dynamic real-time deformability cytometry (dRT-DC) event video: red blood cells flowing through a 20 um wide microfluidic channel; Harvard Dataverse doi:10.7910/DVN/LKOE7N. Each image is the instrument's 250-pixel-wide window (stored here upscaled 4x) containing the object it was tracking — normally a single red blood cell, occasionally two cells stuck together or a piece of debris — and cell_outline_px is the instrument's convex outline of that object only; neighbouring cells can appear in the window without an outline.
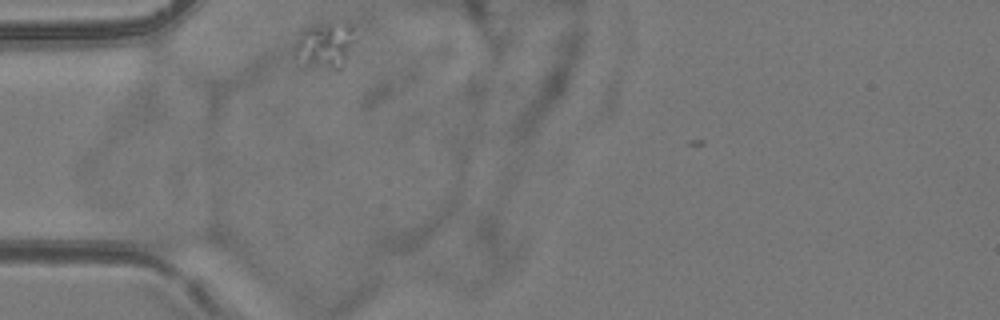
{"species": "common noctule bat (a hibernating species)", "species_latin": "Nyctalus noctula", "temperature_condition": "room temperature", "stored_images_in_passage": 12, "camera_frame_rate_fps": 3000, "um_per_image_px": 0.085, "animal": {"sex": "female", "body_mass_g": 24.6, "forearm_length_mm": 56.2}, "frame": {"image": 1, "passage_image": 1, "time_ms": 0.0, "image_size_px": [1000, 320], "cell_outline_px": [[356, 40], [344, 68], [336, 68], [308, 64], [296, 48], [296, 44], [300, 28], [332, 24], [352, 24]], "centroid_in_image_um": [27.76, 3.79], "position_along_channel_um": 57.2, "area_um2": 15.37}}
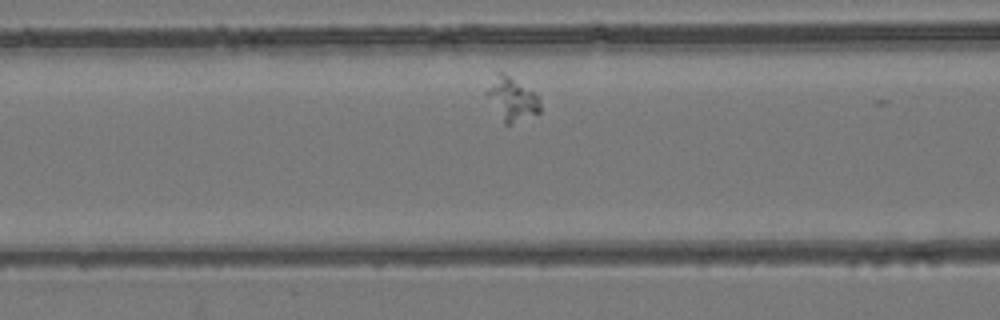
{"frame": {"image": 2, "passage_image": 7, "time_ms": 2.0, "image_size_px": [1000, 320], "cell_outline_px": [[540, 112], [508, 124], [504, 124], [484, 96], [484, 92], [496, 72], [500, 72], [508, 76], [532, 92], [536, 96], [540, 104]], "centroid_in_image_um": [43.41, 8.42], "position_along_channel_um": 123.2, "area_um2": 13.12}}
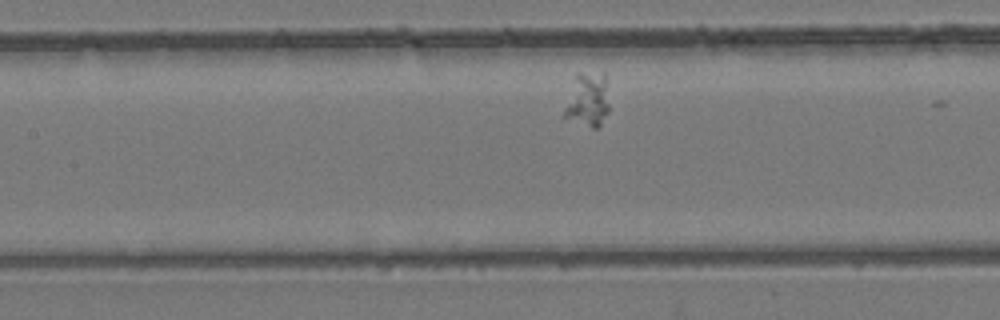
{"frame": {"image": 3, "passage_image": 10, "time_ms": 3.0, "image_size_px": [1000, 320], "cell_outline_px": [[608, 112], [600, 124], [596, 128], [592, 128], [560, 116], [576, 72], [604, 72], [608, 104]], "centroid_in_image_um": [49.89, 8.47], "position_along_channel_um": 157.5, "area_um2": 14.39}}